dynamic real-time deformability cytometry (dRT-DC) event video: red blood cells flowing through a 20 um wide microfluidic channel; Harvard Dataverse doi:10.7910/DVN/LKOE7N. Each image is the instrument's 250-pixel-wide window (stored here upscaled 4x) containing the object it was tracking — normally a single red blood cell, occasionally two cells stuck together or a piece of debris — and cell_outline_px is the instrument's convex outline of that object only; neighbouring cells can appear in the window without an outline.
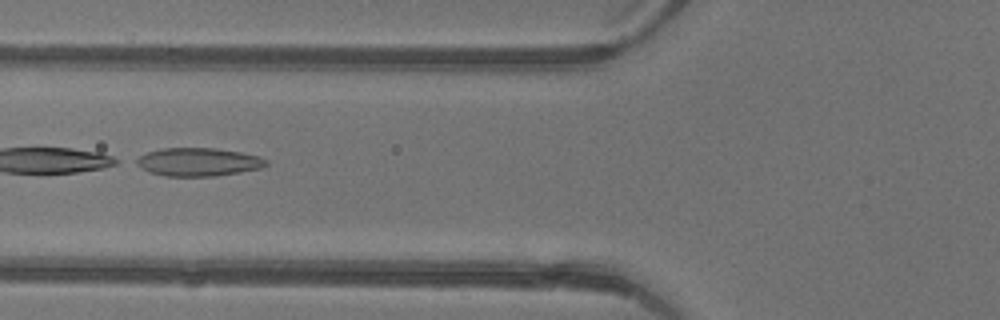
{"species": "common noctule bat (a hibernating species)", "species_latin": "Nyctalus noctula", "temperature_condition": "warm", "stored_images_in_passage": 6, "camera_frame_rate_fps": 3000, "um_per_image_px": 0.085, "animal": {"sex": "female"}, "frame": {"image": 1, "passage_image": 5, "time_ms": 1.333, "image_size_px": [1000, 320], "cell_outline_px": [[268, 164], [260, 168], [240, 172], [216, 176], [168, 176], [152, 172], [136, 164], [132, 160], [148, 152], [164, 148], [216, 148], [240, 152], [260, 156], [268, 160]], "centroid_in_image_um": [16.89, 13.76], "position_along_channel_um": 108.9, "area_um2": 21.21}}
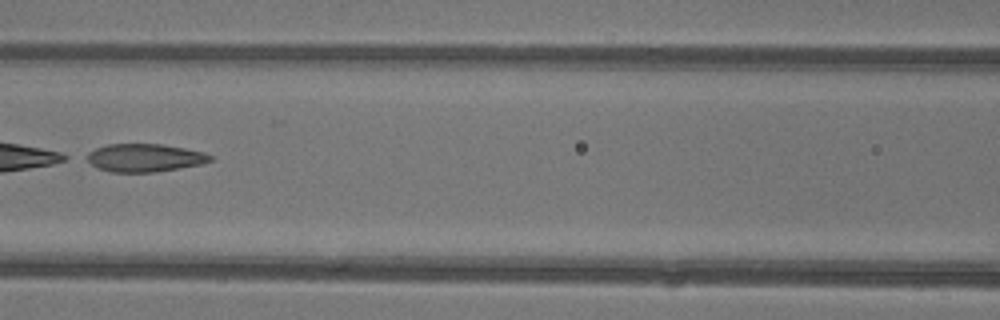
{"frame": {"image": 2, "passage_image": 6, "time_ms": 1.667, "image_size_px": [1000, 320], "cell_outline_px": [[212, 160], [200, 164], [156, 172], [112, 172], [100, 168], [92, 164], [80, 156], [96, 148], [108, 144], [160, 144], [184, 148], [204, 152], [212, 156]], "centroid_in_image_um": [12.24, 13.4], "position_along_channel_um": 154.4, "area_um2": 20.11}}